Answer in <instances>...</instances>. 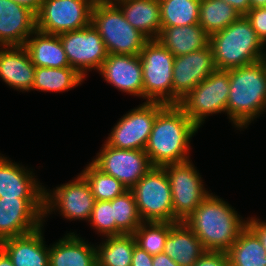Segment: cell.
I'll return each instance as SVG.
<instances>
[{
    "mask_svg": "<svg viewBox=\"0 0 266 266\" xmlns=\"http://www.w3.org/2000/svg\"><path fill=\"white\" fill-rule=\"evenodd\" d=\"M198 128L178 105H166L154 120L145 152L153 167L191 160V139Z\"/></svg>",
    "mask_w": 266,
    "mask_h": 266,
    "instance_id": "1",
    "label": "cell"
},
{
    "mask_svg": "<svg viewBox=\"0 0 266 266\" xmlns=\"http://www.w3.org/2000/svg\"><path fill=\"white\" fill-rule=\"evenodd\" d=\"M206 251L227 252L247 226L228 202L210 193L184 221Z\"/></svg>",
    "mask_w": 266,
    "mask_h": 266,
    "instance_id": "2",
    "label": "cell"
},
{
    "mask_svg": "<svg viewBox=\"0 0 266 266\" xmlns=\"http://www.w3.org/2000/svg\"><path fill=\"white\" fill-rule=\"evenodd\" d=\"M227 118L236 130L246 129L266 112L265 60L229 69Z\"/></svg>",
    "mask_w": 266,
    "mask_h": 266,
    "instance_id": "3",
    "label": "cell"
},
{
    "mask_svg": "<svg viewBox=\"0 0 266 266\" xmlns=\"http://www.w3.org/2000/svg\"><path fill=\"white\" fill-rule=\"evenodd\" d=\"M209 45L213 50L217 70L226 71L251 65L266 56V46L245 15H241L225 29L211 34Z\"/></svg>",
    "mask_w": 266,
    "mask_h": 266,
    "instance_id": "4",
    "label": "cell"
},
{
    "mask_svg": "<svg viewBox=\"0 0 266 266\" xmlns=\"http://www.w3.org/2000/svg\"><path fill=\"white\" fill-rule=\"evenodd\" d=\"M91 23L108 54L139 55L149 40L125 19L116 4H94Z\"/></svg>",
    "mask_w": 266,
    "mask_h": 266,
    "instance_id": "5",
    "label": "cell"
},
{
    "mask_svg": "<svg viewBox=\"0 0 266 266\" xmlns=\"http://www.w3.org/2000/svg\"><path fill=\"white\" fill-rule=\"evenodd\" d=\"M143 75V99L172 105L175 56L157 39H149L139 54Z\"/></svg>",
    "mask_w": 266,
    "mask_h": 266,
    "instance_id": "6",
    "label": "cell"
},
{
    "mask_svg": "<svg viewBox=\"0 0 266 266\" xmlns=\"http://www.w3.org/2000/svg\"><path fill=\"white\" fill-rule=\"evenodd\" d=\"M130 190L142 222H174L171 187L163 167H152Z\"/></svg>",
    "mask_w": 266,
    "mask_h": 266,
    "instance_id": "7",
    "label": "cell"
},
{
    "mask_svg": "<svg viewBox=\"0 0 266 266\" xmlns=\"http://www.w3.org/2000/svg\"><path fill=\"white\" fill-rule=\"evenodd\" d=\"M229 70H216L193 88L178 106L199 129L208 116L227 114Z\"/></svg>",
    "mask_w": 266,
    "mask_h": 266,
    "instance_id": "8",
    "label": "cell"
},
{
    "mask_svg": "<svg viewBox=\"0 0 266 266\" xmlns=\"http://www.w3.org/2000/svg\"><path fill=\"white\" fill-rule=\"evenodd\" d=\"M170 182L174 222L185 221L210 194L192 160L163 166Z\"/></svg>",
    "mask_w": 266,
    "mask_h": 266,
    "instance_id": "9",
    "label": "cell"
},
{
    "mask_svg": "<svg viewBox=\"0 0 266 266\" xmlns=\"http://www.w3.org/2000/svg\"><path fill=\"white\" fill-rule=\"evenodd\" d=\"M93 0H42L36 30L59 35L91 24Z\"/></svg>",
    "mask_w": 266,
    "mask_h": 266,
    "instance_id": "10",
    "label": "cell"
},
{
    "mask_svg": "<svg viewBox=\"0 0 266 266\" xmlns=\"http://www.w3.org/2000/svg\"><path fill=\"white\" fill-rule=\"evenodd\" d=\"M55 188L51 190L44 187L43 222L53 211H59L60 216L71 221H89L96 200L87 181L80 174Z\"/></svg>",
    "mask_w": 266,
    "mask_h": 266,
    "instance_id": "11",
    "label": "cell"
},
{
    "mask_svg": "<svg viewBox=\"0 0 266 266\" xmlns=\"http://www.w3.org/2000/svg\"><path fill=\"white\" fill-rule=\"evenodd\" d=\"M165 106L145 101L129 110L113 126L105 142L117 149L145 150L156 115Z\"/></svg>",
    "mask_w": 266,
    "mask_h": 266,
    "instance_id": "12",
    "label": "cell"
},
{
    "mask_svg": "<svg viewBox=\"0 0 266 266\" xmlns=\"http://www.w3.org/2000/svg\"><path fill=\"white\" fill-rule=\"evenodd\" d=\"M70 67L86 78L88 71L99 70L107 51L98 30L91 23L89 26L64 32L58 35Z\"/></svg>",
    "mask_w": 266,
    "mask_h": 266,
    "instance_id": "13",
    "label": "cell"
},
{
    "mask_svg": "<svg viewBox=\"0 0 266 266\" xmlns=\"http://www.w3.org/2000/svg\"><path fill=\"white\" fill-rule=\"evenodd\" d=\"M91 161L99 170L115 177L128 189L153 167L145 150L117 149L106 142Z\"/></svg>",
    "mask_w": 266,
    "mask_h": 266,
    "instance_id": "14",
    "label": "cell"
},
{
    "mask_svg": "<svg viewBox=\"0 0 266 266\" xmlns=\"http://www.w3.org/2000/svg\"><path fill=\"white\" fill-rule=\"evenodd\" d=\"M44 198L0 197V242L39 229L43 222Z\"/></svg>",
    "mask_w": 266,
    "mask_h": 266,
    "instance_id": "15",
    "label": "cell"
},
{
    "mask_svg": "<svg viewBox=\"0 0 266 266\" xmlns=\"http://www.w3.org/2000/svg\"><path fill=\"white\" fill-rule=\"evenodd\" d=\"M216 70L210 45L175 57L172 71V105H178L182 98Z\"/></svg>",
    "mask_w": 266,
    "mask_h": 266,
    "instance_id": "16",
    "label": "cell"
},
{
    "mask_svg": "<svg viewBox=\"0 0 266 266\" xmlns=\"http://www.w3.org/2000/svg\"><path fill=\"white\" fill-rule=\"evenodd\" d=\"M118 91L143 98V75L139 55L108 54L97 71Z\"/></svg>",
    "mask_w": 266,
    "mask_h": 266,
    "instance_id": "17",
    "label": "cell"
},
{
    "mask_svg": "<svg viewBox=\"0 0 266 266\" xmlns=\"http://www.w3.org/2000/svg\"><path fill=\"white\" fill-rule=\"evenodd\" d=\"M36 30V14L12 0H0V47L24 46Z\"/></svg>",
    "mask_w": 266,
    "mask_h": 266,
    "instance_id": "18",
    "label": "cell"
},
{
    "mask_svg": "<svg viewBox=\"0 0 266 266\" xmlns=\"http://www.w3.org/2000/svg\"><path fill=\"white\" fill-rule=\"evenodd\" d=\"M44 187L33 169L12 162L0 153V197L44 198Z\"/></svg>",
    "mask_w": 266,
    "mask_h": 266,
    "instance_id": "19",
    "label": "cell"
},
{
    "mask_svg": "<svg viewBox=\"0 0 266 266\" xmlns=\"http://www.w3.org/2000/svg\"><path fill=\"white\" fill-rule=\"evenodd\" d=\"M35 68L24 46L0 48V78L10 88L30 92L34 83Z\"/></svg>",
    "mask_w": 266,
    "mask_h": 266,
    "instance_id": "20",
    "label": "cell"
},
{
    "mask_svg": "<svg viewBox=\"0 0 266 266\" xmlns=\"http://www.w3.org/2000/svg\"><path fill=\"white\" fill-rule=\"evenodd\" d=\"M43 229L44 225L32 233L4 239L0 248L14 266H49V247L45 244Z\"/></svg>",
    "mask_w": 266,
    "mask_h": 266,
    "instance_id": "21",
    "label": "cell"
},
{
    "mask_svg": "<svg viewBox=\"0 0 266 266\" xmlns=\"http://www.w3.org/2000/svg\"><path fill=\"white\" fill-rule=\"evenodd\" d=\"M96 264V246L75 232L67 233L49 246V266H96Z\"/></svg>",
    "mask_w": 266,
    "mask_h": 266,
    "instance_id": "22",
    "label": "cell"
},
{
    "mask_svg": "<svg viewBox=\"0 0 266 266\" xmlns=\"http://www.w3.org/2000/svg\"><path fill=\"white\" fill-rule=\"evenodd\" d=\"M200 239L184 221L171 222L164 253L179 266H192L205 252Z\"/></svg>",
    "mask_w": 266,
    "mask_h": 266,
    "instance_id": "23",
    "label": "cell"
},
{
    "mask_svg": "<svg viewBox=\"0 0 266 266\" xmlns=\"http://www.w3.org/2000/svg\"><path fill=\"white\" fill-rule=\"evenodd\" d=\"M157 40L175 57L209 45L210 35L199 25L161 27Z\"/></svg>",
    "mask_w": 266,
    "mask_h": 266,
    "instance_id": "24",
    "label": "cell"
},
{
    "mask_svg": "<svg viewBox=\"0 0 266 266\" xmlns=\"http://www.w3.org/2000/svg\"><path fill=\"white\" fill-rule=\"evenodd\" d=\"M116 5L134 28L148 39H157L161 32L159 0H124Z\"/></svg>",
    "mask_w": 266,
    "mask_h": 266,
    "instance_id": "25",
    "label": "cell"
},
{
    "mask_svg": "<svg viewBox=\"0 0 266 266\" xmlns=\"http://www.w3.org/2000/svg\"><path fill=\"white\" fill-rule=\"evenodd\" d=\"M24 47L27 49L35 67H70L58 35L35 30L26 40Z\"/></svg>",
    "mask_w": 266,
    "mask_h": 266,
    "instance_id": "26",
    "label": "cell"
},
{
    "mask_svg": "<svg viewBox=\"0 0 266 266\" xmlns=\"http://www.w3.org/2000/svg\"><path fill=\"white\" fill-rule=\"evenodd\" d=\"M226 253L230 266H266V249L248 226Z\"/></svg>",
    "mask_w": 266,
    "mask_h": 266,
    "instance_id": "27",
    "label": "cell"
},
{
    "mask_svg": "<svg viewBox=\"0 0 266 266\" xmlns=\"http://www.w3.org/2000/svg\"><path fill=\"white\" fill-rule=\"evenodd\" d=\"M84 80L72 67H36L32 90L42 92H65L80 86Z\"/></svg>",
    "mask_w": 266,
    "mask_h": 266,
    "instance_id": "28",
    "label": "cell"
},
{
    "mask_svg": "<svg viewBox=\"0 0 266 266\" xmlns=\"http://www.w3.org/2000/svg\"><path fill=\"white\" fill-rule=\"evenodd\" d=\"M96 245L97 263L101 266H131L132 255L136 245L133 234L104 237Z\"/></svg>",
    "mask_w": 266,
    "mask_h": 266,
    "instance_id": "29",
    "label": "cell"
},
{
    "mask_svg": "<svg viewBox=\"0 0 266 266\" xmlns=\"http://www.w3.org/2000/svg\"><path fill=\"white\" fill-rule=\"evenodd\" d=\"M241 14L222 0H200L199 25L209 34L225 29Z\"/></svg>",
    "mask_w": 266,
    "mask_h": 266,
    "instance_id": "30",
    "label": "cell"
},
{
    "mask_svg": "<svg viewBox=\"0 0 266 266\" xmlns=\"http://www.w3.org/2000/svg\"><path fill=\"white\" fill-rule=\"evenodd\" d=\"M161 27L199 24L200 0H159Z\"/></svg>",
    "mask_w": 266,
    "mask_h": 266,
    "instance_id": "31",
    "label": "cell"
},
{
    "mask_svg": "<svg viewBox=\"0 0 266 266\" xmlns=\"http://www.w3.org/2000/svg\"><path fill=\"white\" fill-rule=\"evenodd\" d=\"M80 175L87 181L96 201H112L128 190L119 180L103 173L92 162L87 164Z\"/></svg>",
    "mask_w": 266,
    "mask_h": 266,
    "instance_id": "32",
    "label": "cell"
},
{
    "mask_svg": "<svg viewBox=\"0 0 266 266\" xmlns=\"http://www.w3.org/2000/svg\"><path fill=\"white\" fill-rule=\"evenodd\" d=\"M115 236L133 234L142 223L134 195L130 189L112 200Z\"/></svg>",
    "mask_w": 266,
    "mask_h": 266,
    "instance_id": "33",
    "label": "cell"
},
{
    "mask_svg": "<svg viewBox=\"0 0 266 266\" xmlns=\"http://www.w3.org/2000/svg\"><path fill=\"white\" fill-rule=\"evenodd\" d=\"M170 230L171 222H142L133 236L137 246L151 255H156L164 251Z\"/></svg>",
    "mask_w": 266,
    "mask_h": 266,
    "instance_id": "34",
    "label": "cell"
},
{
    "mask_svg": "<svg viewBox=\"0 0 266 266\" xmlns=\"http://www.w3.org/2000/svg\"><path fill=\"white\" fill-rule=\"evenodd\" d=\"M88 223L102 237L115 236L112 201H96Z\"/></svg>",
    "mask_w": 266,
    "mask_h": 266,
    "instance_id": "35",
    "label": "cell"
},
{
    "mask_svg": "<svg viewBox=\"0 0 266 266\" xmlns=\"http://www.w3.org/2000/svg\"><path fill=\"white\" fill-rule=\"evenodd\" d=\"M258 38L266 46V7L253 8L245 14Z\"/></svg>",
    "mask_w": 266,
    "mask_h": 266,
    "instance_id": "36",
    "label": "cell"
},
{
    "mask_svg": "<svg viewBox=\"0 0 266 266\" xmlns=\"http://www.w3.org/2000/svg\"><path fill=\"white\" fill-rule=\"evenodd\" d=\"M192 266H230L226 252L205 251Z\"/></svg>",
    "mask_w": 266,
    "mask_h": 266,
    "instance_id": "37",
    "label": "cell"
},
{
    "mask_svg": "<svg viewBox=\"0 0 266 266\" xmlns=\"http://www.w3.org/2000/svg\"><path fill=\"white\" fill-rule=\"evenodd\" d=\"M247 226L257 235L263 247H266V222L258 217H247Z\"/></svg>",
    "mask_w": 266,
    "mask_h": 266,
    "instance_id": "38",
    "label": "cell"
},
{
    "mask_svg": "<svg viewBox=\"0 0 266 266\" xmlns=\"http://www.w3.org/2000/svg\"><path fill=\"white\" fill-rule=\"evenodd\" d=\"M153 255L135 245L131 266H153Z\"/></svg>",
    "mask_w": 266,
    "mask_h": 266,
    "instance_id": "39",
    "label": "cell"
},
{
    "mask_svg": "<svg viewBox=\"0 0 266 266\" xmlns=\"http://www.w3.org/2000/svg\"><path fill=\"white\" fill-rule=\"evenodd\" d=\"M153 266H179L177 262L173 261L164 252L153 255Z\"/></svg>",
    "mask_w": 266,
    "mask_h": 266,
    "instance_id": "40",
    "label": "cell"
},
{
    "mask_svg": "<svg viewBox=\"0 0 266 266\" xmlns=\"http://www.w3.org/2000/svg\"><path fill=\"white\" fill-rule=\"evenodd\" d=\"M231 5L241 15H245L250 9V0H222Z\"/></svg>",
    "mask_w": 266,
    "mask_h": 266,
    "instance_id": "41",
    "label": "cell"
},
{
    "mask_svg": "<svg viewBox=\"0 0 266 266\" xmlns=\"http://www.w3.org/2000/svg\"><path fill=\"white\" fill-rule=\"evenodd\" d=\"M15 3L22 5L24 7H27L31 11H33L35 14L38 13L42 0H12Z\"/></svg>",
    "mask_w": 266,
    "mask_h": 266,
    "instance_id": "42",
    "label": "cell"
},
{
    "mask_svg": "<svg viewBox=\"0 0 266 266\" xmlns=\"http://www.w3.org/2000/svg\"><path fill=\"white\" fill-rule=\"evenodd\" d=\"M0 266H14L8 255L0 248Z\"/></svg>",
    "mask_w": 266,
    "mask_h": 266,
    "instance_id": "43",
    "label": "cell"
},
{
    "mask_svg": "<svg viewBox=\"0 0 266 266\" xmlns=\"http://www.w3.org/2000/svg\"><path fill=\"white\" fill-rule=\"evenodd\" d=\"M266 7V0H250V9Z\"/></svg>",
    "mask_w": 266,
    "mask_h": 266,
    "instance_id": "44",
    "label": "cell"
},
{
    "mask_svg": "<svg viewBox=\"0 0 266 266\" xmlns=\"http://www.w3.org/2000/svg\"><path fill=\"white\" fill-rule=\"evenodd\" d=\"M124 0H93L94 4H117Z\"/></svg>",
    "mask_w": 266,
    "mask_h": 266,
    "instance_id": "45",
    "label": "cell"
}]
</instances>
